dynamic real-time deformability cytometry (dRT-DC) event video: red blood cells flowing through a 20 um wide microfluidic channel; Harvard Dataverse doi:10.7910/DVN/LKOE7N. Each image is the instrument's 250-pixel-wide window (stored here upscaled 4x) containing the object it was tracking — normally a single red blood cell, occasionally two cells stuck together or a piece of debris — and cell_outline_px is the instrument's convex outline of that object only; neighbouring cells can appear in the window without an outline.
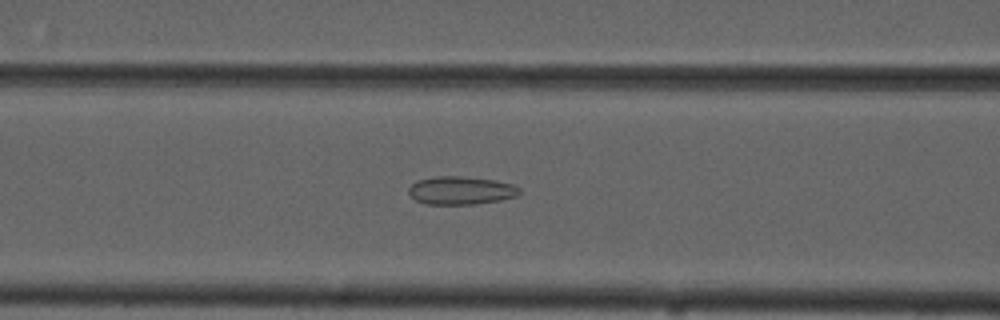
{"species": "common noctule bat (a hibernating species)", "species_latin": "Nyctalus noctula", "temperature_condition": "cold", "stored_images_in_passage": 55, "camera_frame_rate_fps": 3000, "um_per_image_px": 0.085, "animal": {"sex": "male", "forearm_length_mm": 52.5}, "frame": {"image": 1, "passage_image": 23, "time_ms": 7.333, "image_size_px": [1000, 320], "cell_outline_px": [[520, 192], [516, 196], [500, 200], [472, 204], [428, 204], [416, 200], [408, 192], [408, 188], [416, 180], [436, 176], [460, 176], [496, 180], [512, 184], [520, 188]], "centroid_in_image_um": [39.17, 16.18], "position_along_channel_um": 127.4, "area_um2": 18.09}}
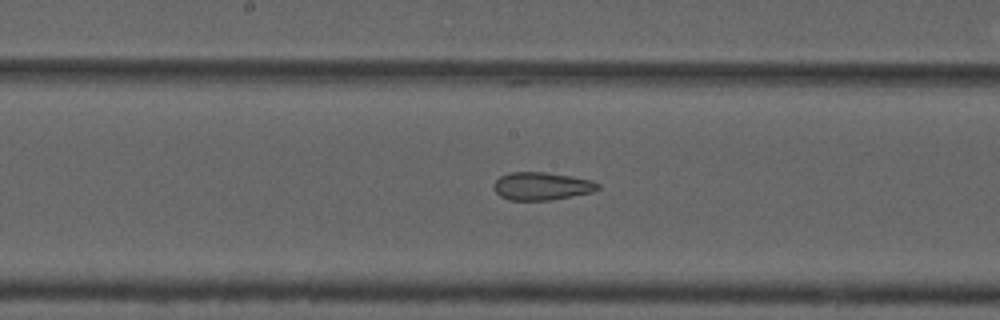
{"frame": {"image": 2, "passage_image": 29, "time_ms": 9.333, "image_size_px": [1000, 320], "cell_outline_px": [[600, 188], [592, 192], [548, 200], [508, 200], [500, 196], [492, 188], [492, 184], [500, 176], [512, 172], [544, 172], [592, 180], [600, 184]], "centroid_in_image_um": [46.0, 15.82], "position_along_channel_um": 202.2, "area_um2": 16.82}}
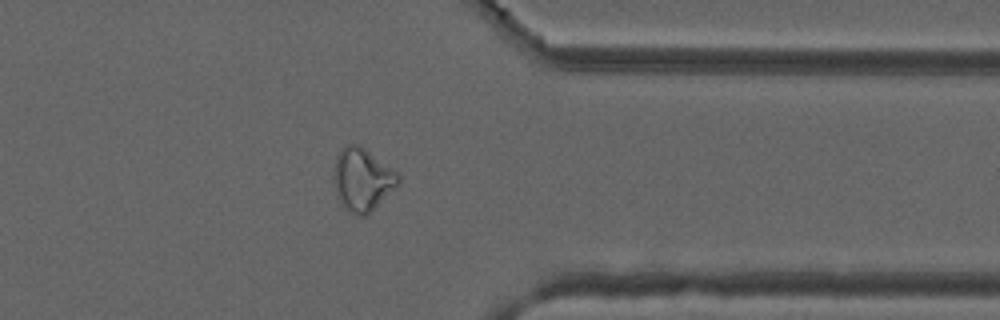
{"frame": {"image": 3, "passage_image": 44, "time_ms": 14.333, "image_size_px": [1000, 320], "cell_outline_px": [[400, 180], [364, 216], [356, 216], [348, 212], [344, 208], [336, 196], [332, 180], [332, 176], [336, 156], [340, 148], [344, 144], [360, 144], [400, 172]], "centroid_in_image_um": [30.73, 15.19], "position_along_channel_um": 380.7, "area_um2": 23.81}, "authors_computed_cell_mechanics": {"area_um2": 23.12, "velocity_mm_per_s": 3.7293, "shape_relaxation_time_tau1_ms": null, "shape_relaxation_time_tau2_ms": 1.9218, "deformation_change_tau1": null, "deformation_change_tau2": 0.0918}}